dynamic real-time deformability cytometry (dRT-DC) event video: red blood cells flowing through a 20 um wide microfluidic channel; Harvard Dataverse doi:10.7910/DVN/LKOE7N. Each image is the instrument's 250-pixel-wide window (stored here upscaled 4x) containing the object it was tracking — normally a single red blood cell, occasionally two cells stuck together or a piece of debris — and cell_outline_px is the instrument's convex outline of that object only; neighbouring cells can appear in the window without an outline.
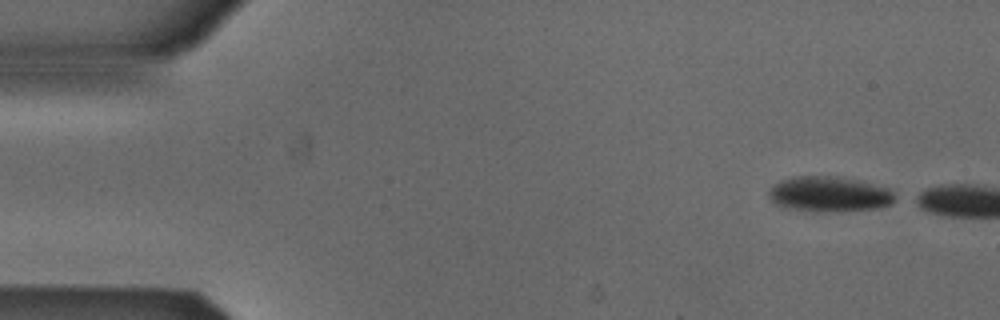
{"species": "Egyptian fruit bat (a non-hibernating species)", "species_latin": "Rousettus aegyptiacus", "temperature_condition": "cold", "stored_images_in_passage": 4, "camera_frame_rate_fps": 3000, "um_per_image_px": 0.085, "animal": {"sex": "male"}, "frame": {"image": 1, "passage_image": 1, "time_ms": 0.0, "image_size_px": [1000, 320], "cell_outline_px": [[900, 200], [892, 204], [876, 208], [840, 212], [824, 212], [788, 208], [772, 204], [768, 196], [768, 192], [772, 184], [780, 180], [800, 176], [836, 176], [856, 180], [888, 188], [900, 196]], "centroid_in_image_um": [70.52, 16.52], "position_along_channel_um": 14.5, "area_um2": 26.47}}